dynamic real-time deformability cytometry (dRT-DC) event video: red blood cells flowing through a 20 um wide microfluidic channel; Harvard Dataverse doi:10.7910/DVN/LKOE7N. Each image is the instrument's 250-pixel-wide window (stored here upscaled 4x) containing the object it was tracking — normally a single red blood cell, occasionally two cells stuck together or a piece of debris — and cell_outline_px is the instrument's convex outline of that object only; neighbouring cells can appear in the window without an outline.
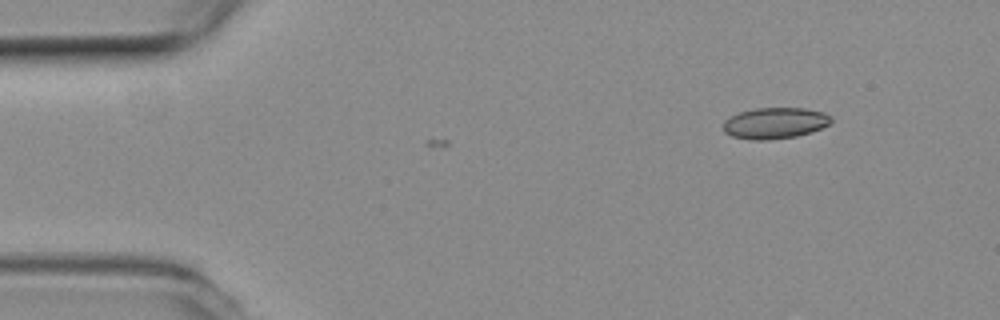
{"species": "common noctule bat (a hibernating species)", "species_latin": "Nyctalus noctula", "temperature_condition": "room temperature", "stored_images_in_passage": 3, "camera_frame_rate_fps": 3000, "um_per_image_px": 0.085, "animal": {"sex": "female", "body_mass_g": 19.3, "forearm_length_mm": 54.1}, "frame": {"image": 1, "passage_image": 1, "time_ms": 0.0, "image_size_px": [1000, 320], "cell_outline_px": [[832, 120], [828, 124], [812, 132], [796, 136], [768, 140], [748, 140], [732, 136], [724, 132], [724, 120], [740, 112], [756, 108], [804, 108], [824, 112], [832, 116]], "centroid_in_image_um": [65.87, 10.47], "position_along_channel_um": 19.1, "area_um2": 19.59}}